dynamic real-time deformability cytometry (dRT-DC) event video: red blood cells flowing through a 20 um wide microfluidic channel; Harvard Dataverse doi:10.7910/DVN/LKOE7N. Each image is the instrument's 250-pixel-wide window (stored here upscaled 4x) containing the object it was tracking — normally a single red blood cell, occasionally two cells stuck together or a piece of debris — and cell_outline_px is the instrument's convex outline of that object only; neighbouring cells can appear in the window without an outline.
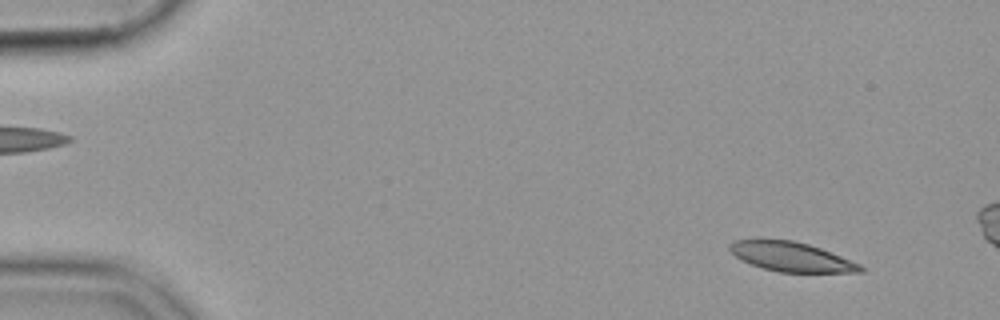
{"species": "common noctule bat (a hibernating species)", "species_latin": "Nyctalus noctula", "temperature_condition": "cold", "stored_images_in_passage": 13, "camera_frame_rate_fps": 3000, "um_per_image_px": 0.085, "animal": {"sex": "female", "body_mass_g": 19.9}, "frame": {"image": 1, "passage_image": 1, "time_ms": 0.0, "image_size_px": [1000, 320], "cell_outline_px": [[864, 272], [780, 272], [764, 268], [752, 264], [736, 256], [728, 248], [728, 244], [732, 240], [756, 236], [792, 240], [808, 244], [820, 248], [860, 264], [864, 268]], "centroid_in_image_um": [67.16, 21.77], "position_along_channel_um": 17.8, "area_um2": 22.83}}